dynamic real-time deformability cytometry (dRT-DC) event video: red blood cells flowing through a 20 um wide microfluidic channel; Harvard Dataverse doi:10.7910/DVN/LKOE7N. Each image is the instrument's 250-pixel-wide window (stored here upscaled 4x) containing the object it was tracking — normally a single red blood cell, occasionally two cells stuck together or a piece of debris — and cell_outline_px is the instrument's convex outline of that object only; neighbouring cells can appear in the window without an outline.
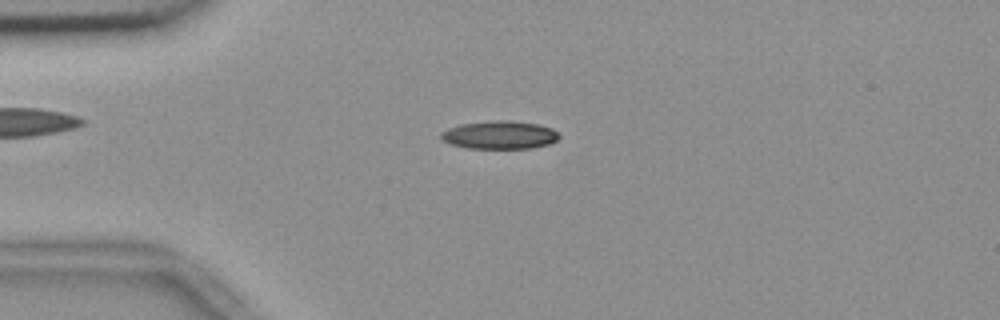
{"species": "common noctule bat (a hibernating species)", "species_latin": "Nyctalus noctula", "temperature_condition": "room temperature", "stored_images_in_passage": 44, "camera_frame_rate_fps": 3000, "um_per_image_px": 0.085, "animal": {"sex": "female", "body_mass_g": 18.4}, "frame": {"image": 1, "passage_image": 3, "time_ms": 0.667, "image_size_px": [1000, 320], "cell_outline_px": [[560, 136], [556, 140], [548, 144], [532, 148], [468, 148], [448, 144], [440, 140], [440, 132], [448, 128], [460, 124], [508, 120], [536, 124], [552, 128]], "centroid_in_image_um": [42.41, 11.48], "position_along_channel_um": 42.6, "area_um2": 19.19}}
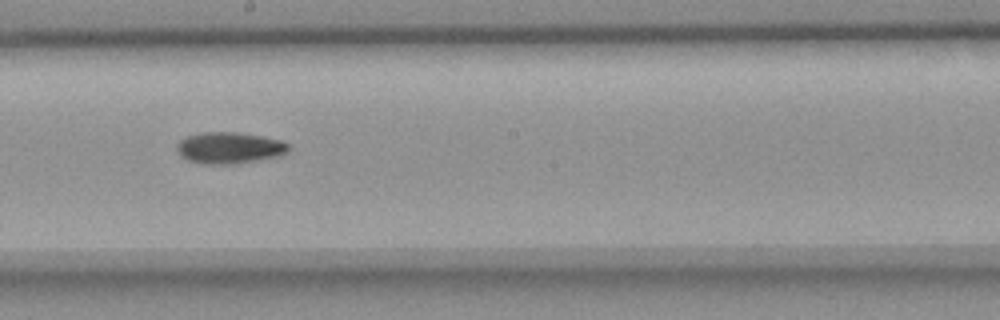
{"frame": {"image": 2, "passage_image": 20, "time_ms": 6.333, "image_size_px": [1000, 320], "cell_outline_px": [[288, 152], [276, 156], [256, 160], [232, 164], [200, 164], [188, 160], [180, 156], [176, 148], [176, 144], [180, 140], [188, 136], [204, 132], [236, 132], [260, 136], [280, 140], [288, 144]], "centroid_in_image_um": [19.44, 12.57], "position_along_channel_um": 228.8, "area_um2": 20.29}}
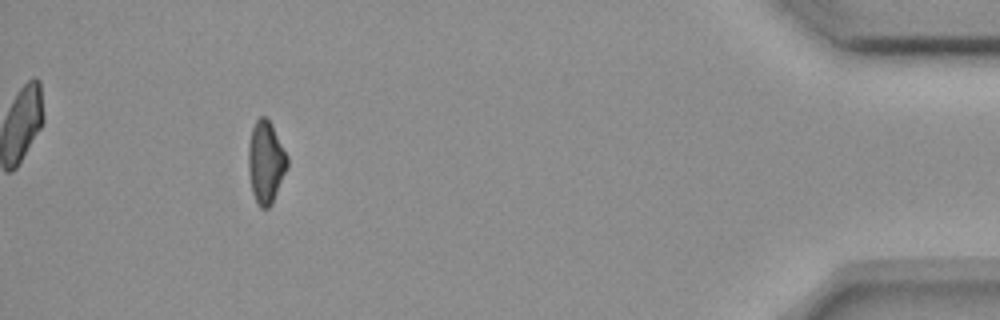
{"frame": {"image": 3, "passage_image": 40, "time_ms": 13.0, "image_size_px": [1000, 320], "cell_outline_px": [[288, 168], [272, 204], [268, 208], [260, 208], [252, 192], [248, 172], [248, 148], [252, 128], [256, 120], [260, 116], [264, 116], [272, 124], [288, 156]], "centroid_in_image_um": [22.6, 13.79], "position_along_channel_um": 412.6, "area_um2": 18.84}, "authors_computed_cell_mechanics": {"area_um2": 19.1896, "velocity_mm_per_s": 3.6901, "shape_relaxation_time_tau1_ms": 9.743, "shape_relaxation_time_tau2_ms": null, "deformation_change_tau1": 0.1839, "deformation_change_tau2": null}}